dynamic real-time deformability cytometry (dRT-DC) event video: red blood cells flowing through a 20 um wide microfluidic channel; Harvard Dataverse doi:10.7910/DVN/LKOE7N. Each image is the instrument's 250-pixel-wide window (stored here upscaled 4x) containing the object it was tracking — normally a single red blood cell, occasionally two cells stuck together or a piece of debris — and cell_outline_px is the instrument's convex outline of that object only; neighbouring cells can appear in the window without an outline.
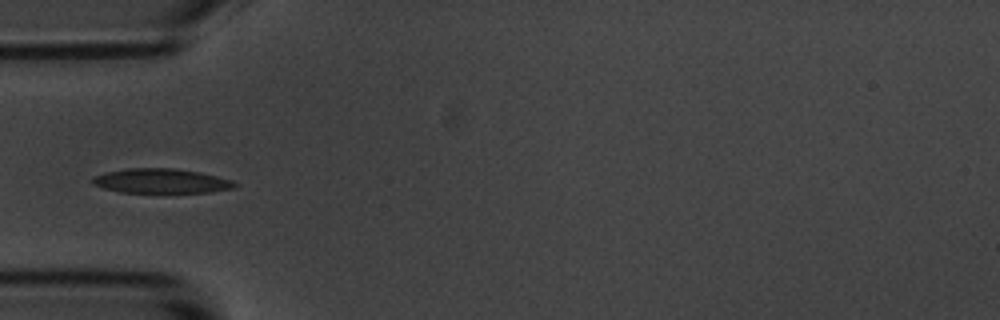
{"species": "common noctule bat (a hibernating species)", "species_latin": "Nyctalus noctula", "temperature_condition": "room temperature", "stored_images_in_passage": 10, "camera_frame_rate_fps": 3000, "um_per_image_px": 0.085, "animal": {"sex": "male", "body_mass_g": 20.1, "forearm_length_mm": 53.5}, "frame": {"image": 1, "passage_image": 4, "time_ms": 4.333, "image_size_px": [1000, 320], "cell_outline_px": [[240, 184], [236, 188], [208, 192], [120, 192], [104, 188], [92, 184], [92, 176], [104, 172], [128, 168], [176, 168], [200, 172], [232, 180]], "centroid_in_image_um": [13.71, 15.37], "position_along_channel_um": 71.3, "area_um2": 20.46}}
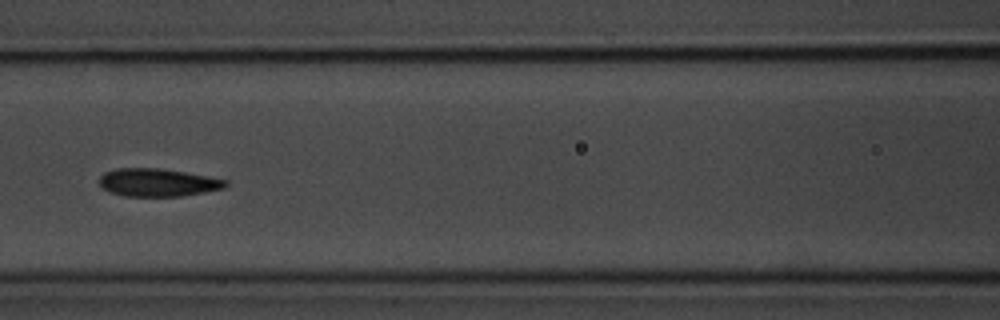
{"frame": {"image": 2, "passage_image": 6, "time_ms": 6.667, "image_size_px": [1000, 320], "cell_outline_px": [[228, 184], [224, 188], [204, 192], [180, 196], [124, 196], [108, 192], [100, 184], [100, 176], [104, 172], [116, 168], [160, 168], [208, 176], [228, 180]], "centroid_in_image_um": [13.4, 15.51], "position_along_channel_um": 153.2, "area_um2": 20.52}}
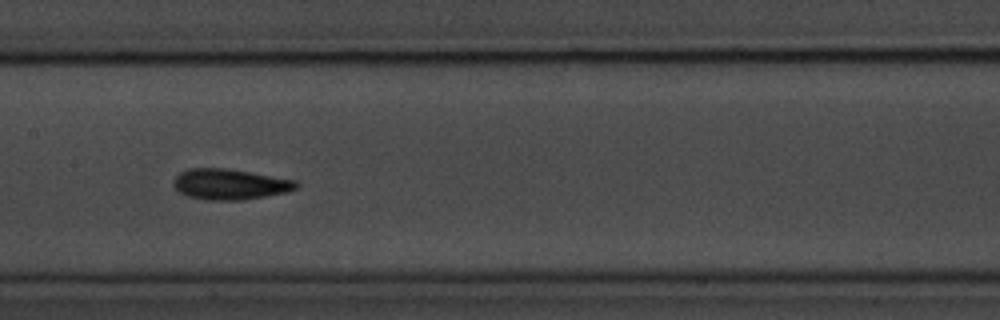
{"frame": {"image": 3, "passage_image": 7, "time_ms": 7.667, "image_size_px": [1000, 320], "cell_outline_px": [[300, 184], [296, 188], [288, 192], [244, 200], [204, 200], [188, 196], [180, 192], [172, 184], [172, 180], [180, 172], [188, 168], [228, 168], [296, 180]], "centroid_in_image_um": [19.54, 15.66], "position_along_channel_um": 187.9, "area_um2": 22.14}}